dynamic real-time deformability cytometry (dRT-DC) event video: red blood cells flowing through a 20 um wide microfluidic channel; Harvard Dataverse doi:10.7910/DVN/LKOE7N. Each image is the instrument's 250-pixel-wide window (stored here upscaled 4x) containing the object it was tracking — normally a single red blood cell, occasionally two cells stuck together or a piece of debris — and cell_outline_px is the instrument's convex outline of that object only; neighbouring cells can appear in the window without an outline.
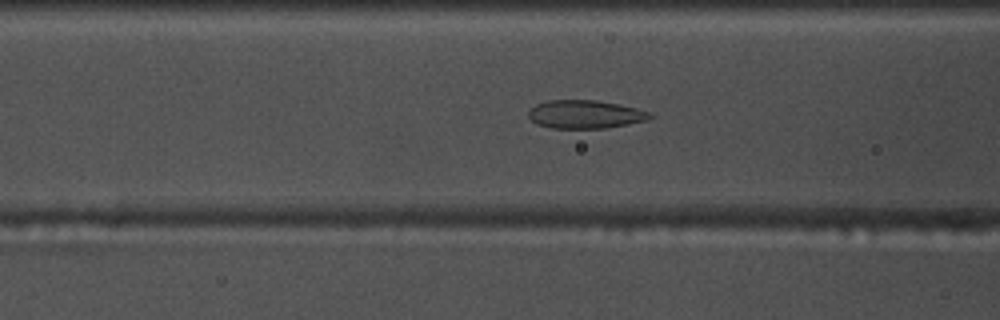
{"species": "common noctule bat (a hibernating species)", "species_latin": "Nyctalus noctula", "temperature_condition": "warm", "stored_images_in_passage": 43, "camera_frame_rate_fps": 3000, "um_per_image_px": 0.085, "animal": {"sex": "male", "body_mass_g": 17.5, "forearm_length_mm": 52.3}, "frame": {"image": 1, "passage_image": 9, "time_ms": 2.667, "image_size_px": [1000, 320], "cell_outline_px": [[652, 116], [648, 120], [628, 124], [604, 128], [552, 128], [536, 124], [528, 116], [528, 112], [536, 104], [548, 100], [596, 100], [620, 104], [652, 112]], "centroid_in_image_um": [49.75, 9.71], "position_along_channel_um": 116.8, "area_um2": 20.06}}
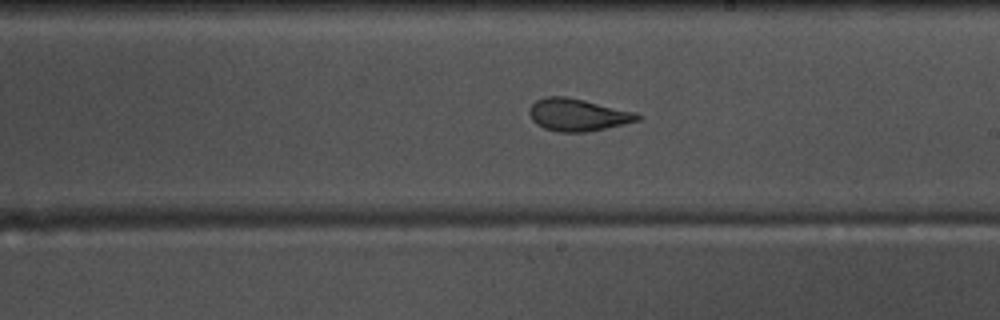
{"frame": {"image": 2, "passage_image": 19, "time_ms": 6.0, "image_size_px": [1000, 320], "cell_outline_px": [[644, 116], [640, 120], [624, 124], [588, 132], [560, 132], [544, 128], [536, 124], [532, 120], [528, 112], [532, 104], [536, 100], [548, 96], [564, 96], [584, 100], [636, 112]], "centroid_in_image_um": [49.12, 9.76], "position_along_channel_um": 239.9, "area_um2": 20.46}}
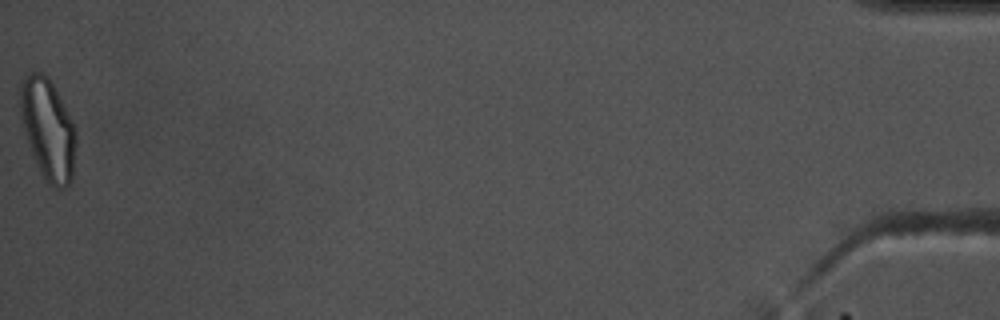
{"frame": {"image": 3, "passage_image": 43, "time_ms": 14.0, "image_size_px": [1000, 320], "cell_outline_px": [[76, 144], [72, 176], [68, 184], [64, 188], [56, 188], [44, 180], [36, 164], [20, 116], [20, 88], [24, 80], [32, 72], [40, 72], [52, 84], [76, 132]], "centroid_in_image_um": [4.07, 11.05], "position_along_channel_um": 431.1, "area_um2": 31.67}, "authors_computed_cell_mechanics": {"area_um2": 20.6924, "velocity_mm_per_s": 3.6999, "shape_relaxation_time_tau1_ms": null, "shape_relaxation_time_tau2_ms": 1.4869, "deformation_change_tau1": null, "deformation_change_tau2": 0.0757}}